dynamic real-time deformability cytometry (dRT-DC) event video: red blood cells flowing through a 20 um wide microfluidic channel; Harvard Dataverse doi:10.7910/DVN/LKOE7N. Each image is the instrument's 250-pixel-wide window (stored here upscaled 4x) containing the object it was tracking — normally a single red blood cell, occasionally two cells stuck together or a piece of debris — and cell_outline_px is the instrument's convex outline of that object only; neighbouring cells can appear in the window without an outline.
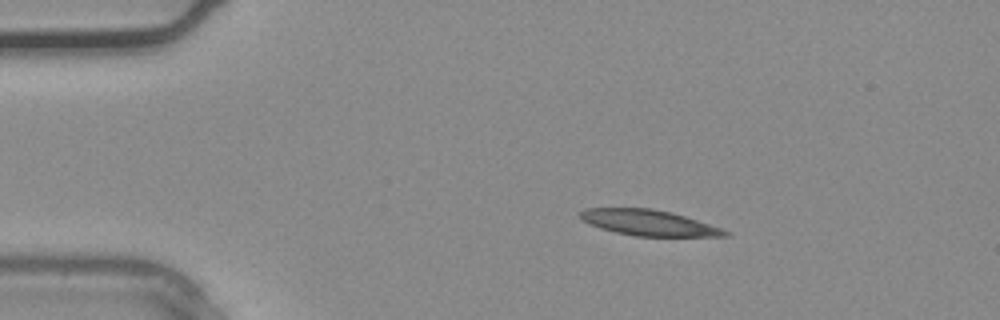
{"species": "common noctule bat (a hibernating species)", "species_latin": "Nyctalus noctula", "temperature_condition": "warm", "stored_images_in_passage": 30, "camera_frame_rate_fps": 3000, "um_per_image_px": 0.085, "animal": {"sex": "male", "body_mass_g": 20.4}, "frame": {"image": 1, "passage_image": 1, "time_ms": 0.0, "image_size_px": [1000, 320], "cell_outline_px": [[728, 236], [636, 236], [616, 232], [600, 228], [584, 220], [580, 216], [580, 212], [584, 208], [652, 208], [672, 212], [724, 228], [728, 232]], "centroid_in_image_um": [55.18, 18.92], "position_along_channel_um": 29.8, "area_um2": 21.56}}
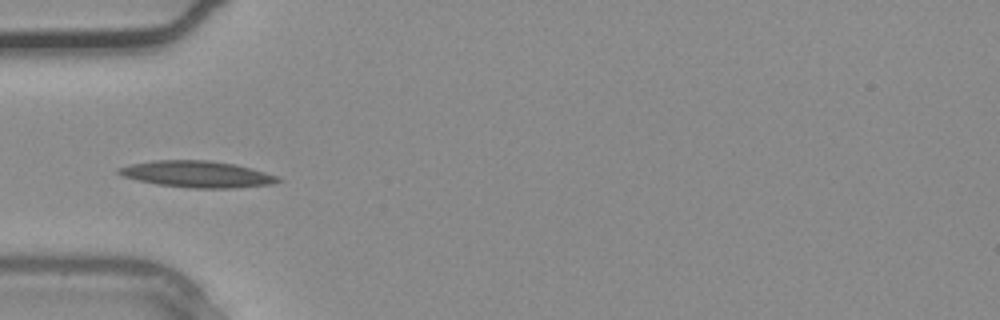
{"frame": {"image": 2, "passage_image": 6, "time_ms": 1.667, "image_size_px": [1000, 320], "cell_outline_px": [[284, 180], [272, 184], [236, 188], [192, 188], [156, 184], [124, 176], [116, 172], [116, 168], [132, 164], [152, 160], [208, 160], [236, 164], [252, 168], [280, 176]], "centroid_in_image_um": [16.82, 14.8], "position_along_channel_um": 68.2, "area_um2": 24.74}}
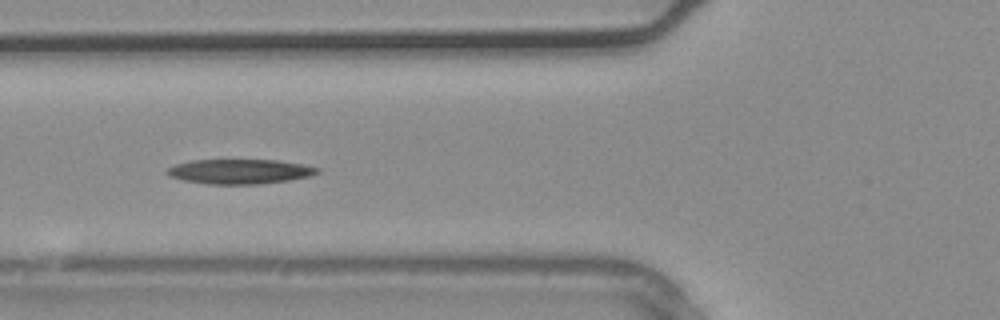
{"frame": {"image": 3, "passage_image": 8, "time_ms": 2.333, "image_size_px": [1000, 320], "cell_outline_px": [[320, 172], [312, 176], [288, 180], [260, 184], [208, 184], [184, 180], [172, 176], [164, 172], [168, 168], [176, 164], [192, 160], [280, 160], [320, 168]], "centroid_in_image_um": [20.41, 14.57], "position_along_channel_um": 105.4, "area_um2": 21.56}}